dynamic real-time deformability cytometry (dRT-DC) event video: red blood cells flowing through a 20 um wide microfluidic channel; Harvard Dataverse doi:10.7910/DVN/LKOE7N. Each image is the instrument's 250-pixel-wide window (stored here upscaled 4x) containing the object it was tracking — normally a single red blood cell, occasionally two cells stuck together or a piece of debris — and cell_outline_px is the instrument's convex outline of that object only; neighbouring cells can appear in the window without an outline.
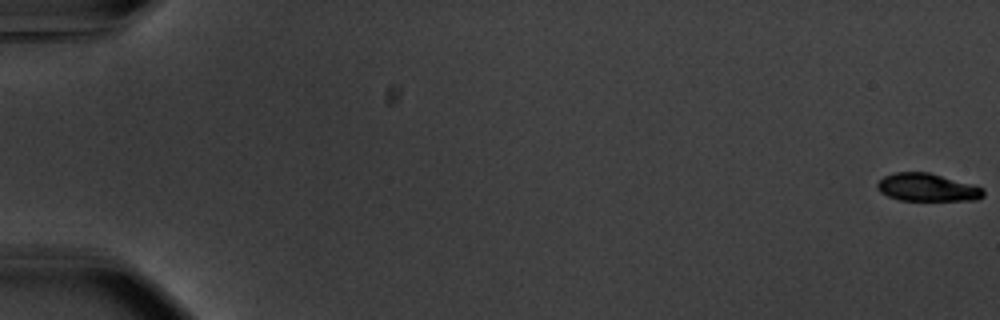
{"species": "common noctule bat (a hibernating species)", "species_latin": "Nyctalus noctula", "temperature_condition": "warm", "stored_images_in_passage": 20, "camera_frame_rate_fps": 3000, "um_per_image_px": 0.085, "animal": {"sex": "male", "body_mass_g": 20.1, "forearm_length_mm": 53.5}, "frame": {"image": 1, "passage_image": 1, "time_ms": 0.0, "image_size_px": [1000, 320], "cell_outline_px": [[984, 196], [976, 200], [900, 200], [888, 196], [880, 192], [876, 188], [876, 184], [884, 176], [896, 172], [928, 172], [972, 184], [984, 188]], "centroid_in_image_um": [78.81, 15.93], "position_along_channel_um": 6.2, "area_um2": 17.17}}
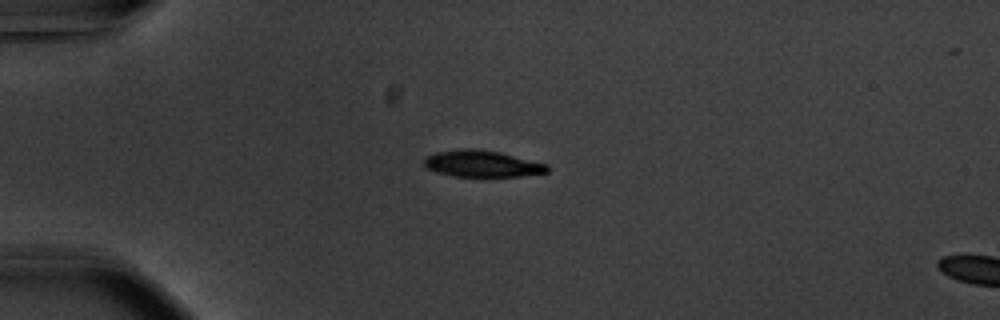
{"frame": {"image": 2, "passage_image": 16, "time_ms": 5.0, "image_size_px": [1000, 320], "cell_outline_px": [[548, 172], [520, 176], [452, 176], [436, 172], [424, 168], [424, 156], [436, 152], [464, 148], [472, 148], [500, 152], [548, 164]], "centroid_in_image_um": [40.93, 13.91], "position_along_channel_um": 44.1, "area_um2": 19.13}}